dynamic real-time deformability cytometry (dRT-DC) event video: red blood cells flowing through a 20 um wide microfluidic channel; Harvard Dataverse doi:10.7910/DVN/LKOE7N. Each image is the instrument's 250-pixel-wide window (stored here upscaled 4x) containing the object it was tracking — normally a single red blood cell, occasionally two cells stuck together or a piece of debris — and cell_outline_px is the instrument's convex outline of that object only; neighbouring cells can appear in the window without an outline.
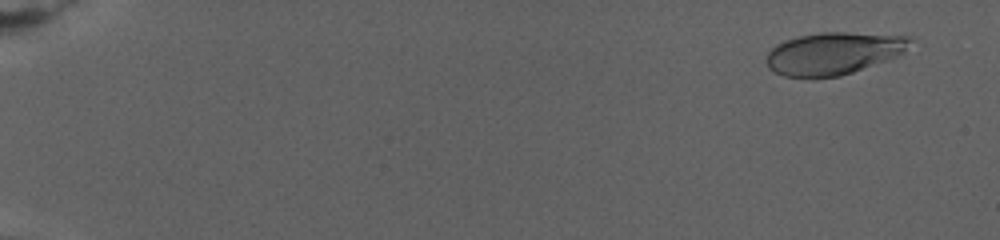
{"species": "human", "species_latin": "Homo sapiens", "temperature_condition": "warm", "stored_images_in_passage": 83, "camera_frame_rate_fps": 3000, "um_per_image_px": 0.085, "donor": {"sex": "female"}, "frame": {"image": 1, "passage_image": 6, "time_ms": 1.333, "image_size_px": [1000, 240], "cell_outline_px": [[912, 40], [904, 52], [888, 60], [840, 76], [812, 80], [784, 76], [768, 68], [764, 60], [768, 52], [776, 44], [784, 40], [800, 36], [820, 32], [844, 32], [912, 36]], "centroid_in_image_um": [70.8, 4.56], "position_along_channel_um": 14.2, "area_um2": 36.07}}
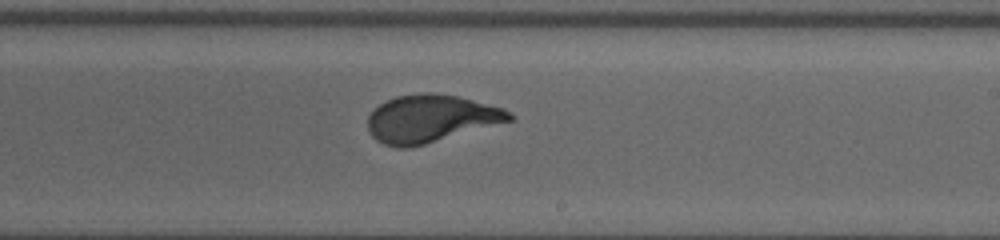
{"frame": {"image": 2, "passage_image": 45, "time_ms": 17.0, "image_size_px": [1000, 240], "cell_outline_px": [[512, 120], [424, 144], [408, 148], [396, 148], [384, 144], [376, 140], [368, 132], [368, 116], [380, 104], [396, 96], [420, 92], [436, 92], [456, 96], [504, 108], [512, 116]], "centroid_in_image_um": [36.56, 10.08], "position_along_channel_um": 252.4, "area_um2": 38.9}}
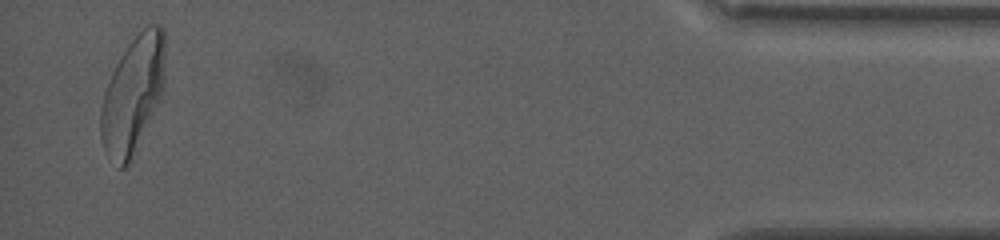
{"frame": {"image": 3, "passage_image": 80, "time_ms": 26.0, "image_size_px": [1000, 240], "cell_outline_px": [[164, 92], [128, 164], [124, 168], [120, 168], [104, 152], [100, 136], [100, 108], [104, 92], [112, 72], [120, 56], [128, 44], [148, 24], [160, 24], [164, 28]], "centroid_in_image_um": [11.28, 8.03], "position_along_channel_um": 423.9, "area_um2": 43.64}, "authors_computed_cell_mechanics": {"area_um2": 38.2636, "velocity_mm_per_s": 2.6512, "shape_relaxation_time_tau1_ms": 5.2924, "shape_relaxation_time_tau2_ms": null, "deformation_change_tau1": 0.2172, "deformation_change_tau2": null}}